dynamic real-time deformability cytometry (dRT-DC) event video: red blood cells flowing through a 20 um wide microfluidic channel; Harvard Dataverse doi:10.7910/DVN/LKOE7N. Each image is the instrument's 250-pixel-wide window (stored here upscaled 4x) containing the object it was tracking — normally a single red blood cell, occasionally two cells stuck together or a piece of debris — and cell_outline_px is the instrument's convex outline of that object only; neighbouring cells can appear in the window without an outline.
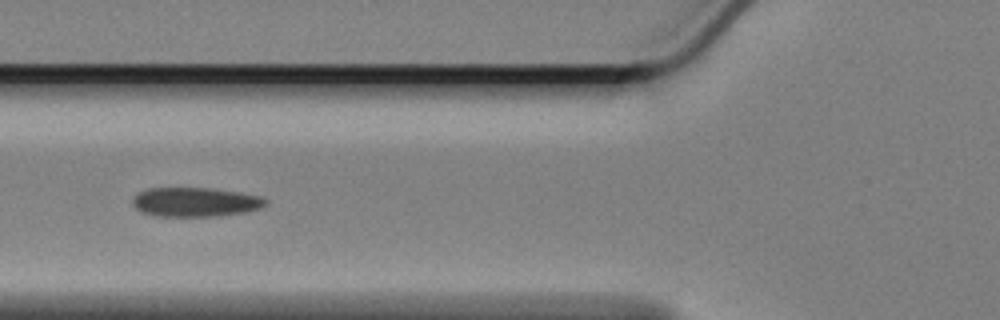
{"species": "Egyptian fruit bat (a non-hibernating species)", "species_latin": "Rousettus aegyptiacus", "temperature_condition": "cold", "stored_images_in_passage": 29, "camera_frame_rate_fps": 3000, "um_per_image_px": 0.085, "animal": {"sex": "female"}, "frame": {"image": 1, "passage_image": 8, "time_ms": 2.333, "image_size_px": [1000, 320], "cell_outline_px": [[268, 204], [260, 208], [244, 212], [220, 216], [156, 216], [140, 212], [132, 204], [132, 196], [148, 188], [212, 188], [240, 192], [260, 196], [268, 200]], "centroid_in_image_um": [16.6, 17.17], "position_along_channel_um": 109.2, "area_um2": 22.89}, "authors_computed_cell_mechanics": {"area_um2": 21.097, "velocity_mm_per_s": 3.4076, "shape_relaxation_time_tau1_ms": 3.277, "shape_relaxation_time_tau2_ms": 5.7113, "deformation_change_tau1": 0.0794, "deformation_change_tau2": 0.0719}}